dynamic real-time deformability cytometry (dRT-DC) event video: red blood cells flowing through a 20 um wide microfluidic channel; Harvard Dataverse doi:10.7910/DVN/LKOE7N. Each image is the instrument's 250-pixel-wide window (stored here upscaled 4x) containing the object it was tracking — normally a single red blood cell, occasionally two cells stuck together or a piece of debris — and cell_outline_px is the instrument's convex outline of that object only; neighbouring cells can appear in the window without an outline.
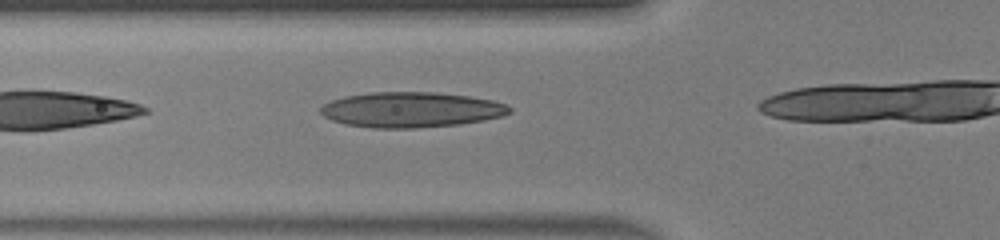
{"species": "human", "species_latin": "Homo sapiens", "temperature_condition": "warm", "stored_images_in_passage": 8, "camera_frame_rate_fps": 3000, "um_per_image_px": 0.085, "donor": {"sex": "male"}, "frame": {"image": 1, "passage_image": 4, "time_ms": 1.0, "image_size_px": [1000, 240], "cell_outline_px": [[512, 112], [504, 116], [484, 120], [460, 124], [416, 128], [372, 128], [344, 124], [332, 120], [324, 116], [320, 112], [320, 108], [324, 104], [332, 100], [344, 96], [368, 92], [436, 92], [468, 96], [492, 100], [508, 104], [512, 108]], "centroid_in_image_um": [34.97, 9.32], "position_along_channel_um": 90.8, "area_um2": 39.19}}
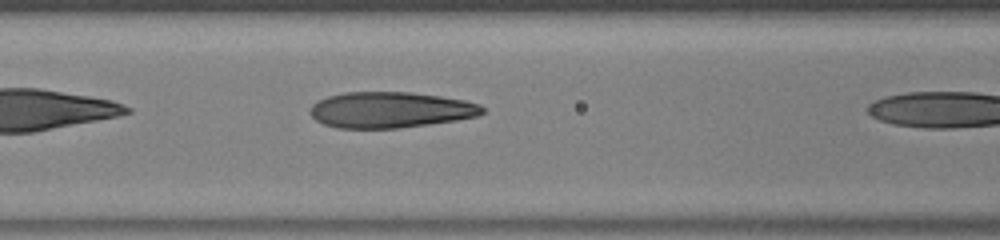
{"frame": {"image": 2, "passage_image": 7, "time_ms": 2.0, "image_size_px": [1000, 240], "cell_outline_px": [[484, 112], [476, 116], [456, 120], [428, 124], [396, 128], [336, 128], [324, 124], [316, 120], [308, 112], [312, 104], [316, 100], [328, 96], [344, 92], [408, 92], [440, 96], [464, 100], [480, 104], [484, 108]], "centroid_in_image_um": [33.14, 9.33], "position_along_channel_um": 133.5, "area_um2": 36.07}}